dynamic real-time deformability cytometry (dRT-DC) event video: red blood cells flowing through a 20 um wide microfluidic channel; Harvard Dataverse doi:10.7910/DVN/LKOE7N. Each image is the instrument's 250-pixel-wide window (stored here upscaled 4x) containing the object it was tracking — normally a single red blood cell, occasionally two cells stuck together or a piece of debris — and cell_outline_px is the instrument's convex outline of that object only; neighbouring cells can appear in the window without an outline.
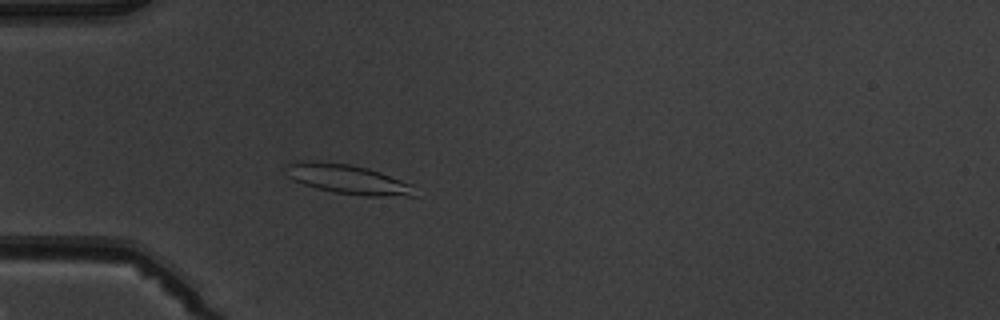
{"species": "common noctule bat (a hibernating species)", "species_latin": "Nyctalus noctula", "temperature_condition": "warm", "stored_images_in_passage": 4, "camera_frame_rate_fps": 3000, "um_per_image_px": 0.085, "animal": {"sex": "male", "body_mass_g": 19.5, "forearm_length_mm": 54.6}, "frame": {"image": 1, "passage_image": 4, "time_ms": 3.667, "image_size_px": [1000, 320], "cell_outline_px": [[416, 196], [368, 196], [332, 192], [316, 188], [292, 180], [288, 176], [284, 168], [284, 164], [300, 160], [312, 160], [348, 164], [368, 168], [380, 172], [412, 184]], "centroid_in_image_um": [29.5, 15.22], "position_along_channel_um": 55.5, "area_um2": 22.31}}